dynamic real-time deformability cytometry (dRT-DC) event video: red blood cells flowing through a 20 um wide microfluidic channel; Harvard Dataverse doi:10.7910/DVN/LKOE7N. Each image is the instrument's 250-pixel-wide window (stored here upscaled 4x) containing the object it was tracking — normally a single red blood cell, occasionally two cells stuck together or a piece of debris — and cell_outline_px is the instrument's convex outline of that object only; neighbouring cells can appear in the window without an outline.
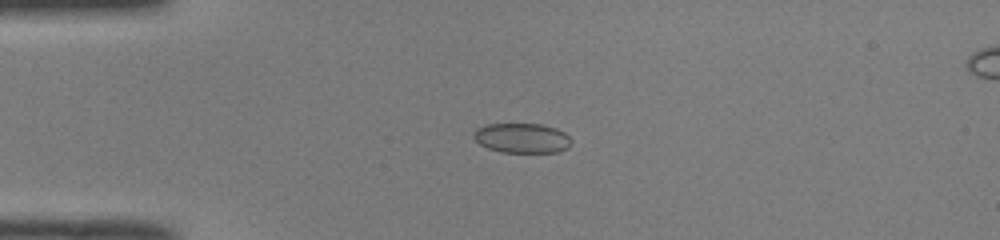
{"species": "common noctule bat (a hibernating species)", "species_latin": "Nyctalus noctula", "temperature_condition": "room temperature", "stored_images_in_passage": 49, "camera_frame_rate_fps": 3000, "um_per_image_px": 0.085, "animal": {"sex": "male", "body_mass_g": 19.0, "forearm_length_mm": 50.8}, "frame": {"image": 1, "passage_image": 11, "time_ms": 3.333, "image_size_px": [1000, 240], "cell_outline_px": [[572, 144], [568, 148], [556, 152], [504, 152], [488, 148], [480, 144], [472, 136], [472, 132], [476, 128], [484, 124], [540, 124], [556, 128], [564, 132], [572, 140]], "centroid_in_image_um": [44.36, 11.73], "position_along_channel_um": 40.6, "area_um2": 17.05}}
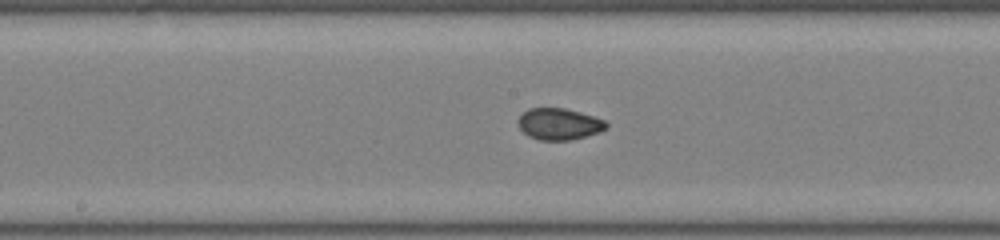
{"frame": {"image": 2, "passage_image": 25, "time_ms": 8.0, "image_size_px": [1000, 240], "cell_outline_px": [[608, 128], [600, 132], [568, 140], [540, 140], [528, 136], [520, 128], [520, 116], [528, 108], [564, 108], [580, 112], [604, 120], [608, 124]], "centroid_in_image_um": [47.55, 10.54], "position_along_channel_um": 200.7, "area_um2": 15.95}}
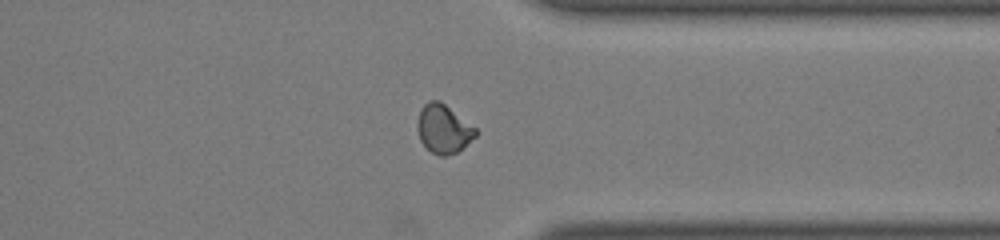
{"frame": {"image": 3, "passage_image": 38, "time_ms": 12.333, "image_size_px": [1000, 240], "cell_outline_px": [[476, 136], [456, 152], [448, 156], [440, 156], [432, 152], [420, 140], [416, 128], [416, 124], [420, 108], [428, 100], [440, 100], [476, 128]], "centroid_in_image_um": [37.66, 10.93], "position_along_channel_um": 373.7, "area_um2": 16.47}, "authors_computed_cell_mechanics": {"area_um2": 16.5308, "velocity_mm_per_s": 4.0363, "shape_relaxation_time_tau1_ms": null, "shape_relaxation_time_tau2_ms": 1.1147, "deformation_change_tau1": null, "deformation_change_tau2": 0.0349}}